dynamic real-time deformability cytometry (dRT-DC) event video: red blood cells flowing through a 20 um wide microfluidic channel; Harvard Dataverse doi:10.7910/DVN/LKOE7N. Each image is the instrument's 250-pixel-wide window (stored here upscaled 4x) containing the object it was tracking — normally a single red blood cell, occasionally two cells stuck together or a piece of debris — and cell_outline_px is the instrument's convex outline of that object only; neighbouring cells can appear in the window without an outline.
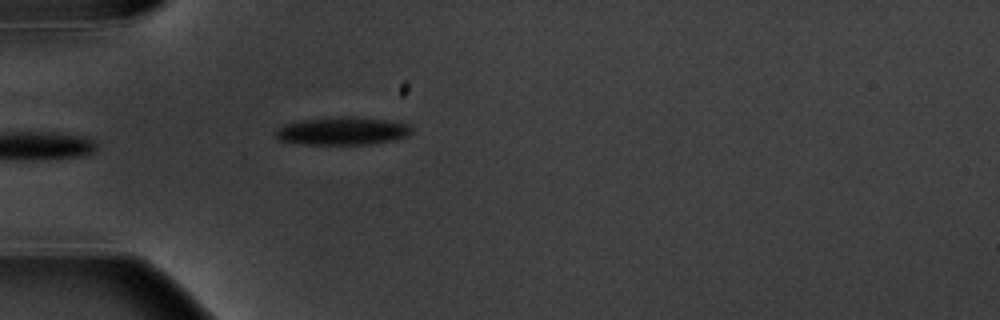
{"species": "common noctule bat (a hibernating species)", "species_latin": "Nyctalus noctula", "temperature_condition": "warm", "stored_images_in_passage": 6, "camera_frame_rate_fps": 3000, "um_per_image_px": 0.085, "animal": {"sex": "male", "body_mass_g": 20.1, "forearm_length_mm": 53.5}, "frame": {"image": 1, "passage_image": 6, "time_ms": 5.667, "image_size_px": [1000, 320], "cell_outline_px": [[412, 132], [408, 136], [396, 140], [368, 144], [304, 144], [280, 140], [276, 136], [276, 128], [284, 124], [296, 120], [344, 116], [352, 116], [392, 120], [408, 124], [412, 128]], "centroid_in_image_um": [29.14, 11.12], "position_along_channel_um": 55.9, "area_um2": 22.43}}